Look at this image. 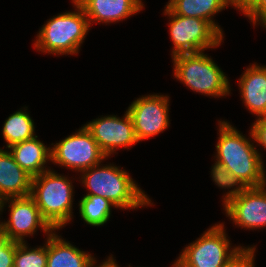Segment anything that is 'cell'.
<instances>
[{"label": "cell", "mask_w": 266, "mask_h": 267, "mask_svg": "<svg viewBox=\"0 0 266 267\" xmlns=\"http://www.w3.org/2000/svg\"><path fill=\"white\" fill-rule=\"evenodd\" d=\"M218 121L215 160L224 165L246 188L266 185L263 157L254 143L229 122Z\"/></svg>", "instance_id": "cell-1"}, {"label": "cell", "mask_w": 266, "mask_h": 267, "mask_svg": "<svg viewBox=\"0 0 266 267\" xmlns=\"http://www.w3.org/2000/svg\"><path fill=\"white\" fill-rule=\"evenodd\" d=\"M248 67L239 79L241 99L251 114L266 117V66L254 63Z\"/></svg>", "instance_id": "cell-14"}, {"label": "cell", "mask_w": 266, "mask_h": 267, "mask_svg": "<svg viewBox=\"0 0 266 267\" xmlns=\"http://www.w3.org/2000/svg\"><path fill=\"white\" fill-rule=\"evenodd\" d=\"M229 5L230 0H176L169 8L179 16L204 19L223 35L222 28L213 17Z\"/></svg>", "instance_id": "cell-18"}, {"label": "cell", "mask_w": 266, "mask_h": 267, "mask_svg": "<svg viewBox=\"0 0 266 267\" xmlns=\"http://www.w3.org/2000/svg\"><path fill=\"white\" fill-rule=\"evenodd\" d=\"M112 206L108 199L96 195H84L79 201L81 219L90 226H102L109 221Z\"/></svg>", "instance_id": "cell-20"}, {"label": "cell", "mask_w": 266, "mask_h": 267, "mask_svg": "<svg viewBox=\"0 0 266 267\" xmlns=\"http://www.w3.org/2000/svg\"><path fill=\"white\" fill-rule=\"evenodd\" d=\"M7 203L10 217L7 221L0 222V227L11 241L24 243L26 242L24 237L34 235L38 228H41L47 236L54 231L43 218L34 199L30 195L5 199L0 214Z\"/></svg>", "instance_id": "cell-9"}, {"label": "cell", "mask_w": 266, "mask_h": 267, "mask_svg": "<svg viewBox=\"0 0 266 267\" xmlns=\"http://www.w3.org/2000/svg\"><path fill=\"white\" fill-rule=\"evenodd\" d=\"M224 223L205 231L200 238L184 247L178 257L182 267H223L242 246L233 247Z\"/></svg>", "instance_id": "cell-7"}, {"label": "cell", "mask_w": 266, "mask_h": 267, "mask_svg": "<svg viewBox=\"0 0 266 267\" xmlns=\"http://www.w3.org/2000/svg\"><path fill=\"white\" fill-rule=\"evenodd\" d=\"M27 245L16 242L13 267H47V241L37 248Z\"/></svg>", "instance_id": "cell-21"}, {"label": "cell", "mask_w": 266, "mask_h": 267, "mask_svg": "<svg viewBox=\"0 0 266 267\" xmlns=\"http://www.w3.org/2000/svg\"><path fill=\"white\" fill-rule=\"evenodd\" d=\"M2 135L7 144L6 149L37 136L34 121L27 112V107L14 112L5 120Z\"/></svg>", "instance_id": "cell-19"}, {"label": "cell", "mask_w": 266, "mask_h": 267, "mask_svg": "<svg viewBox=\"0 0 266 267\" xmlns=\"http://www.w3.org/2000/svg\"><path fill=\"white\" fill-rule=\"evenodd\" d=\"M172 267H182L178 258L175 260L174 264H172Z\"/></svg>", "instance_id": "cell-29"}, {"label": "cell", "mask_w": 266, "mask_h": 267, "mask_svg": "<svg viewBox=\"0 0 266 267\" xmlns=\"http://www.w3.org/2000/svg\"><path fill=\"white\" fill-rule=\"evenodd\" d=\"M101 165L82 171L79 181L89 191L86 195L104 197L118 209L133 210L153 205L127 171L114 164Z\"/></svg>", "instance_id": "cell-2"}, {"label": "cell", "mask_w": 266, "mask_h": 267, "mask_svg": "<svg viewBox=\"0 0 266 267\" xmlns=\"http://www.w3.org/2000/svg\"><path fill=\"white\" fill-rule=\"evenodd\" d=\"M176 0H169V2L167 3V5H165V9L169 8Z\"/></svg>", "instance_id": "cell-30"}, {"label": "cell", "mask_w": 266, "mask_h": 267, "mask_svg": "<svg viewBox=\"0 0 266 267\" xmlns=\"http://www.w3.org/2000/svg\"><path fill=\"white\" fill-rule=\"evenodd\" d=\"M172 61L174 78L192 91L216 98L230 94L228 77L203 51L178 54Z\"/></svg>", "instance_id": "cell-5"}, {"label": "cell", "mask_w": 266, "mask_h": 267, "mask_svg": "<svg viewBox=\"0 0 266 267\" xmlns=\"http://www.w3.org/2000/svg\"><path fill=\"white\" fill-rule=\"evenodd\" d=\"M3 203H4V199L3 197L0 195V211H1V208L3 206Z\"/></svg>", "instance_id": "cell-31"}, {"label": "cell", "mask_w": 266, "mask_h": 267, "mask_svg": "<svg viewBox=\"0 0 266 267\" xmlns=\"http://www.w3.org/2000/svg\"><path fill=\"white\" fill-rule=\"evenodd\" d=\"M255 250V245L241 247L223 267H254Z\"/></svg>", "instance_id": "cell-24"}, {"label": "cell", "mask_w": 266, "mask_h": 267, "mask_svg": "<svg viewBox=\"0 0 266 267\" xmlns=\"http://www.w3.org/2000/svg\"><path fill=\"white\" fill-rule=\"evenodd\" d=\"M227 217L240 228L266 227V185L246 188L224 206Z\"/></svg>", "instance_id": "cell-12"}, {"label": "cell", "mask_w": 266, "mask_h": 267, "mask_svg": "<svg viewBox=\"0 0 266 267\" xmlns=\"http://www.w3.org/2000/svg\"><path fill=\"white\" fill-rule=\"evenodd\" d=\"M37 138L38 136L8 148L15 162L32 177L50 170L45 164L51 161V147H47Z\"/></svg>", "instance_id": "cell-16"}, {"label": "cell", "mask_w": 266, "mask_h": 267, "mask_svg": "<svg viewBox=\"0 0 266 267\" xmlns=\"http://www.w3.org/2000/svg\"><path fill=\"white\" fill-rule=\"evenodd\" d=\"M16 242L0 227V267H13Z\"/></svg>", "instance_id": "cell-23"}, {"label": "cell", "mask_w": 266, "mask_h": 267, "mask_svg": "<svg viewBox=\"0 0 266 267\" xmlns=\"http://www.w3.org/2000/svg\"><path fill=\"white\" fill-rule=\"evenodd\" d=\"M84 126L107 158L115 154L117 148L127 149L138 143L132 119L127 111L122 119L116 115H108L98 117Z\"/></svg>", "instance_id": "cell-11"}, {"label": "cell", "mask_w": 266, "mask_h": 267, "mask_svg": "<svg viewBox=\"0 0 266 267\" xmlns=\"http://www.w3.org/2000/svg\"><path fill=\"white\" fill-rule=\"evenodd\" d=\"M169 17V31L173 42L172 57L183 53H197L220 46L223 35L208 21L201 18L176 15L164 8Z\"/></svg>", "instance_id": "cell-6"}, {"label": "cell", "mask_w": 266, "mask_h": 267, "mask_svg": "<svg viewBox=\"0 0 266 267\" xmlns=\"http://www.w3.org/2000/svg\"><path fill=\"white\" fill-rule=\"evenodd\" d=\"M250 129V139L266 150V117L257 118Z\"/></svg>", "instance_id": "cell-26"}, {"label": "cell", "mask_w": 266, "mask_h": 267, "mask_svg": "<svg viewBox=\"0 0 266 267\" xmlns=\"http://www.w3.org/2000/svg\"><path fill=\"white\" fill-rule=\"evenodd\" d=\"M109 258L106 259L104 262L100 263L99 265L96 266L97 261L94 260V262L89 266V267H120L118 264L115 262L116 259L113 258V255ZM130 267V265H128Z\"/></svg>", "instance_id": "cell-28"}, {"label": "cell", "mask_w": 266, "mask_h": 267, "mask_svg": "<svg viewBox=\"0 0 266 267\" xmlns=\"http://www.w3.org/2000/svg\"><path fill=\"white\" fill-rule=\"evenodd\" d=\"M84 9L91 23H112L125 20L139 13L144 4L142 0H76Z\"/></svg>", "instance_id": "cell-13"}, {"label": "cell", "mask_w": 266, "mask_h": 267, "mask_svg": "<svg viewBox=\"0 0 266 267\" xmlns=\"http://www.w3.org/2000/svg\"><path fill=\"white\" fill-rule=\"evenodd\" d=\"M96 258L57 235L47 237V267H89Z\"/></svg>", "instance_id": "cell-17"}, {"label": "cell", "mask_w": 266, "mask_h": 267, "mask_svg": "<svg viewBox=\"0 0 266 267\" xmlns=\"http://www.w3.org/2000/svg\"><path fill=\"white\" fill-rule=\"evenodd\" d=\"M243 15L248 17L253 25L259 24L266 28V0H256Z\"/></svg>", "instance_id": "cell-25"}, {"label": "cell", "mask_w": 266, "mask_h": 267, "mask_svg": "<svg viewBox=\"0 0 266 267\" xmlns=\"http://www.w3.org/2000/svg\"><path fill=\"white\" fill-rule=\"evenodd\" d=\"M72 3L75 11L53 16L42 25L34 43L35 50L56 55L79 53L90 25L82 6L76 0Z\"/></svg>", "instance_id": "cell-3"}, {"label": "cell", "mask_w": 266, "mask_h": 267, "mask_svg": "<svg viewBox=\"0 0 266 267\" xmlns=\"http://www.w3.org/2000/svg\"><path fill=\"white\" fill-rule=\"evenodd\" d=\"M211 167L212 180L221 189L224 188L229 191L223 195V206L246 189V187L227 168H225L224 165L215 161L214 165Z\"/></svg>", "instance_id": "cell-22"}, {"label": "cell", "mask_w": 266, "mask_h": 267, "mask_svg": "<svg viewBox=\"0 0 266 267\" xmlns=\"http://www.w3.org/2000/svg\"><path fill=\"white\" fill-rule=\"evenodd\" d=\"M32 178L15 162L9 150L0 148V195L4 200L29 196Z\"/></svg>", "instance_id": "cell-15"}, {"label": "cell", "mask_w": 266, "mask_h": 267, "mask_svg": "<svg viewBox=\"0 0 266 267\" xmlns=\"http://www.w3.org/2000/svg\"><path fill=\"white\" fill-rule=\"evenodd\" d=\"M169 96L149 94L134 100L126 110L138 142L154 137L169 127Z\"/></svg>", "instance_id": "cell-10"}, {"label": "cell", "mask_w": 266, "mask_h": 267, "mask_svg": "<svg viewBox=\"0 0 266 267\" xmlns=\"http://www.w3.org/2000/svg\"><path fill=\"white\" fill-rule=\"evenodd\" d=\"M107 157L83 125L74 134L51 147V162L71 171H85L102 163Z\"/></svg>", "instance_id": "cell-8"}, {"label": "cell", "mask_w": 266, "mask_h": 267, "mask_svg": "<svg viewBox=\"0 0 266 267\" xmlns=\"http://www.w3.org/2000/svg\"><path fill=\"white\" fill-rule=\"evenodd\" d=\"M73 189L72 181L53 169L32 178L30 196L55 231L73 218Z\"/></svg>", "instance_id": "cell-4"}, {"label": "cell", "mask_w": 266, "mask_h": 267, "mask_svg": "<svg viewBox=\"0 0 266 267\" xmlns=\"http://www.w3.org/2000/svg\"><path fill=\"white\" fill-rule=\"evenodd\" d=\"M256 0H230V5L244 13Z\"/></svg>", "instance_id": "cell-27"}]
</instances>
